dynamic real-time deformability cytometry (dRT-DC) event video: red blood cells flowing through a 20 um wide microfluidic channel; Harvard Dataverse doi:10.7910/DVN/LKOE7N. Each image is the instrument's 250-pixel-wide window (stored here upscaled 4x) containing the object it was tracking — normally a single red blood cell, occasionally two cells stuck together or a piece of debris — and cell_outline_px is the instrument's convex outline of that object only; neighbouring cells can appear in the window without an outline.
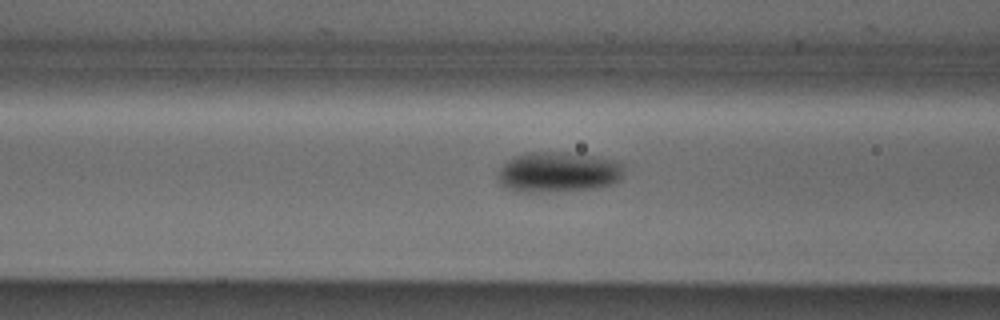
{"species": "Egyptian fruit bat (a non-hibernating species)", "species_latin": "Rousettus aegyptiacus", "temperature_condition": "cold", "stored_images_in_passage": 31, "camera_frame_rate_fps": 3000, "um_per_image_px": 0.085, "animal": {"sex": "male"}, "frame": {"image": 1, "passage_image": 6, "time_ms": 1.667, "image_size_px": [1000, 320], "cell_outline_px": [[624, 168], [620, 180], [616, 184], [596, 188], [540, 192], [520, 192], [504, 188], [500, 184], [496, 176], [500, 168], [508, 160], [516, 156], [528, 152], [568, 152], [616, 160], [624, 164]], "centroid_in_image_um": [47.45, 14.64], "position_along_channel_um": 119.1, "area_um2": 30.0}}
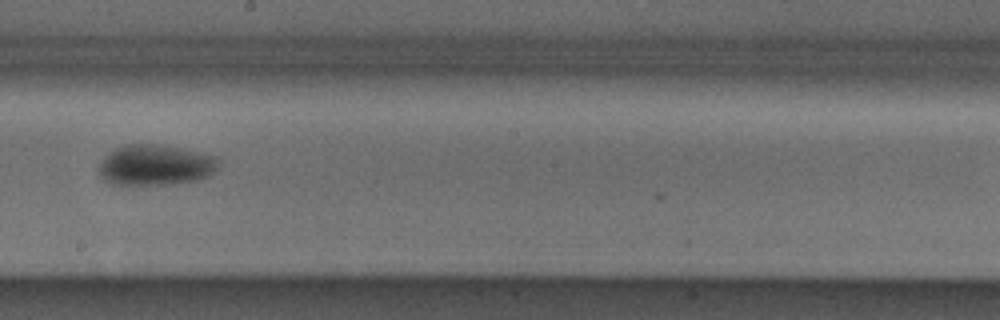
{"frame": {"image": 2, "passage_image": 15, "time_ms": 4.667, "image_size_px": [1000, 320], "cell_outline_px": [[220, 160], [216, 168], [208, 176], [200, 180], [176, 184], [132, 188], [120, 188], [108, 184], [100, 176], [100, 164], [116, 148], [128, 144], [156, 144], [176, 148], [212, 156]], "centroid_in_image_um": [13.14, 14.13], "position_along_channel_um": 235.1, "area_um2": 28.9}}
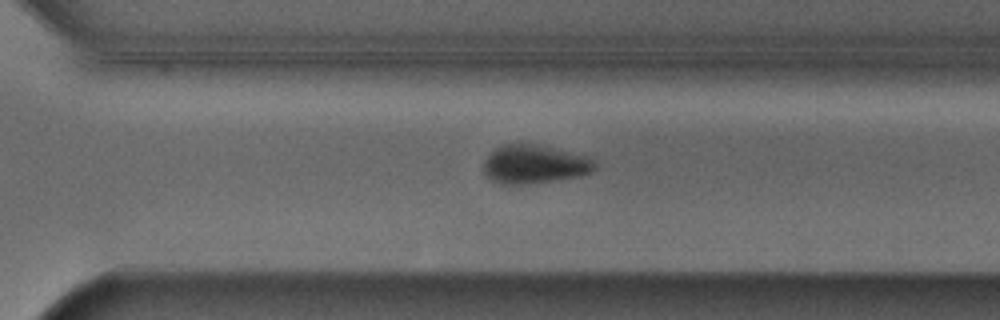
{"frame": {"image": 3, "passage_image": 22, "time_ms": 7.0, "image_size_px": [1000, 320], "cell_outline_px": [[596, 168], [592, 172], [580, 176], [524, 184], [500, 184], [492, 180], [484, 172], [484, 160], [496, 148], [504, 144], [536, 144], [580, 156], [592, 160], [596, 164]], "centroid_in_image_um": [45.37, 13.98], "position_along_channel_um": 325.2, "area_um2": 24.28}}